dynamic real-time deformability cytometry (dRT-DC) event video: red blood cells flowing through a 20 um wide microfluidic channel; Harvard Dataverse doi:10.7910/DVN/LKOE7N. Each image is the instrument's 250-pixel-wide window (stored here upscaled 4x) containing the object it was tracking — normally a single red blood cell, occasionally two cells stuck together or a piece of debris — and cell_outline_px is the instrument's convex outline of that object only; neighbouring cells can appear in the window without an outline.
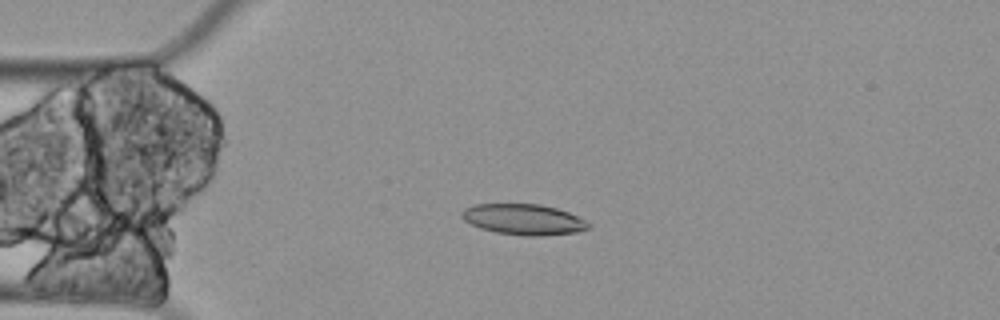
{"species": "Egyptian fruit bat (a non-hibernating species)", "species_latin": "Rousettus aegyptiacus", "temperature_condition": "cold", "stored_images_in_passage": 3, "camera_frame_rate_fps": 3000, "um_per_image_px": 0.085, "animal": {"sex": "female"}, "frame": {"image": 1, "passage_image": 3, "time_ms": 0.667, "image_size_px": [1000, 320], "cell_outline_px": [[592, 224], [588, 228], [580, 232], [540, 236], [524, 236], [496, 232], [480, 228], [464, 220], [460, 216], [460, 212], [464, 208], [472, 204], [540, 204], [556, 208], [568, 212]], "centroid_in_image_um": [44.49, 18.65], "position_along_channel_um": 40.5, "area_um2": 22.83}}